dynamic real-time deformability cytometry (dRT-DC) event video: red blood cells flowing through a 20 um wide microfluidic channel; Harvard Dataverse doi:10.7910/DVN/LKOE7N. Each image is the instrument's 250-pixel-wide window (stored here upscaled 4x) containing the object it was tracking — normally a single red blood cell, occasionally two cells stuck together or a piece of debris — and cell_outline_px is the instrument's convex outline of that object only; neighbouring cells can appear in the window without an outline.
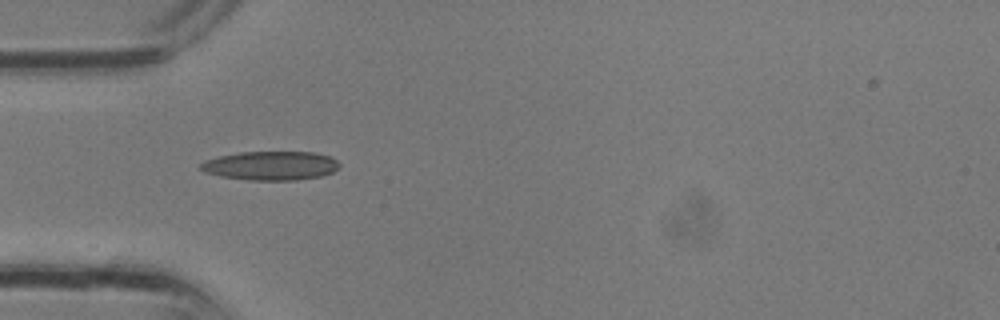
{"species": "common noctule bat (a hibernating species)", "species_latin": "Nyctalus noctula", "temperature_condition": "room temperature", "stored_images_in_passage": 1, "camera_frame_rate_fps": 3000, "um_per_image_px": 0.085, "animal": {"sex": "male", "body_mass_g": 13.3}, "frame": {"image": 1, "passage_image": 1, "time_ms": 0.0, "image_size_px": [1000, 320], "cell_outline_px": [[340, 168], [332, 172], [320, 176], [296, 180], [248, 180], [220, 176], [204, 172], [200, 168], [200, 164], [204, 160], [220, 156], [240, 152], [316, 152], [332, 156], [340, 164]], "centroid_in_image_um": [23.04, 14.08], "position_along_channel_um": 62.0, "area_um2": 23.52}}